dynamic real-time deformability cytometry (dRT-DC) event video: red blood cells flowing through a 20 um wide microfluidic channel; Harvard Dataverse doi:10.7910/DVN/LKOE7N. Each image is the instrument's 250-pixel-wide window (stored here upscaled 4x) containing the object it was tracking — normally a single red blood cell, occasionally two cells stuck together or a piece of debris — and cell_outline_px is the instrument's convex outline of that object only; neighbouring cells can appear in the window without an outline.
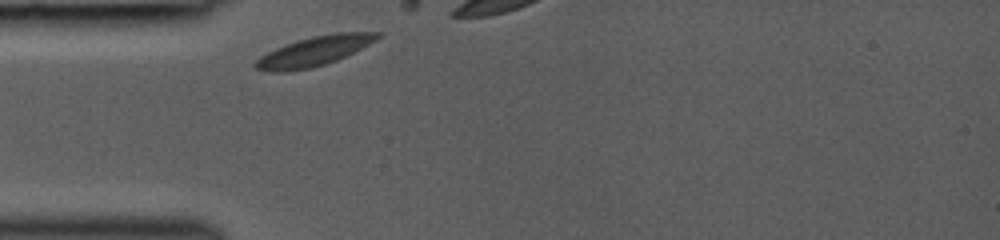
{"species": "common noctule bat (a hibernating species)", "species_latin": "Nyctalus noctula", "temperature_condition": "room temperature", "stored_images_in_passage": 6, "camera_frame_rate_fps": 3000, "um_per_image_px": 0.085, "animal": {"sex": "female", "body_mass_g": 19.0, "forearm_length_mm": 53.3}, "frame": {"image": 1, "passage_image": 1, "time_ms": 0.0, "image_size_px": [1000, 240], "cell_outline_px": [[380, 36], [376, 40], [336, 60], [324, 64], [308, 68], [284, 72], [276, 72], [256, 68], [252, 64], [260, 56], [276, 48], [296, 40], [312, 36], [336, 32], [380, 32]], "centroid_in_image_um": [26.68, 4.34], "position_along_channel_um": 58.3, "area_um2": 20.58}}